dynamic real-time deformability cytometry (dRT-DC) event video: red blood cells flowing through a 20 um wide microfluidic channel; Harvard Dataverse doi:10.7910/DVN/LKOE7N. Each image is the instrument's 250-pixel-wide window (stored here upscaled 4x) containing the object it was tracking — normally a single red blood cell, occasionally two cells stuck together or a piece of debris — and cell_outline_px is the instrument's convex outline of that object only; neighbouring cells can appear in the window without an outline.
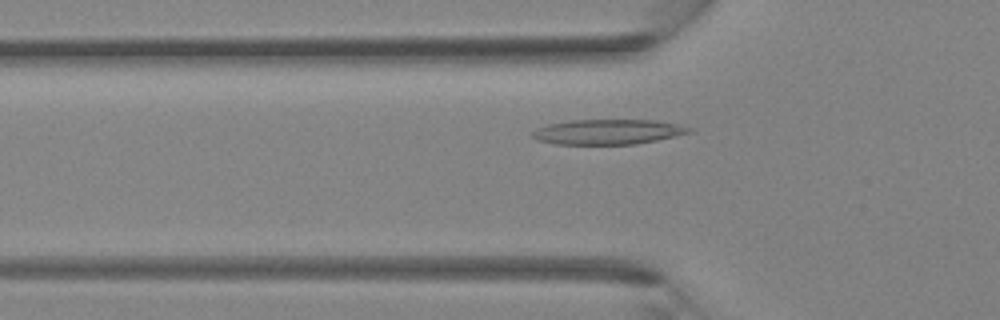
{"species": "Egyptian fruit bat (a non-hibernating species)", "species_latin": "Rousettus aegyptiacus", "temperature_condition": "room temperature", "stored_images_in_passage": 36, "camera_frame_rate_fps": 3000, "um_per_image_px": 0.085, "animal": {"sex": "female"}, "frame": {"image": 1, "passage_image": 9, "time_ms": 2.667, "image_size_px": [1000, 320], "cell_outline_px": [[696, 128], [692, 132], [676, 136], [636, 144], [556, 144], [536, 140], [532, 136], [532, 132], [536, 128], [548, 124], [568, 120], [656, 120]], "centroid_in_image_um": [51.68, 11.2], "position_along_channel_um": 74.1, "area_um2": 23.0}}
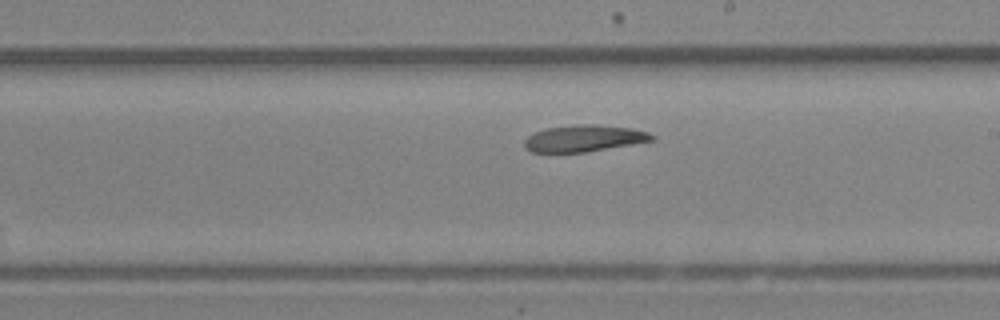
{"frame": {"image": 2, "passage_image": 19, "time_ms": 6.0, "image_size_px": [1000, 320], "cell_outline_px": [[656, 140], [584, 152], [532, 152], [524, 148], [524, 140], [532, 132], [548, 128], [580, 124], [596, 124], [632, 128], [648, 132], [656, 136]], "centroid_in_image_um": [49.65, 11.75], "position_along_channel_um": 239.4, "area_um2": 19.83}}
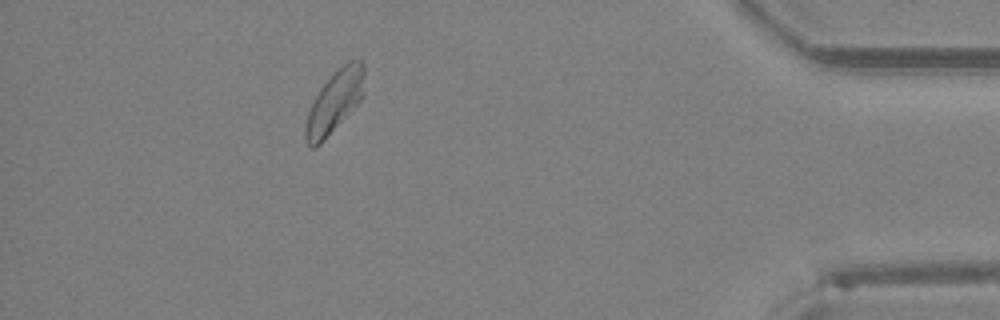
{"frame": {"image": 3, "passage_image": 32, "time_ms": 10.333, "image_size_px": [1000, 320], "cell_outline_px": [[364, 96], [324, 140], [316, 148], [312, 148], [304, 140], [304, 124], [308, 112], [320, 88], [348, 60], [360, 60], [364, 64]], "centroid_in_image_um": [28.43, 8.68], "position_along_channel_um": 406.8, "area_um2": 20.98}}